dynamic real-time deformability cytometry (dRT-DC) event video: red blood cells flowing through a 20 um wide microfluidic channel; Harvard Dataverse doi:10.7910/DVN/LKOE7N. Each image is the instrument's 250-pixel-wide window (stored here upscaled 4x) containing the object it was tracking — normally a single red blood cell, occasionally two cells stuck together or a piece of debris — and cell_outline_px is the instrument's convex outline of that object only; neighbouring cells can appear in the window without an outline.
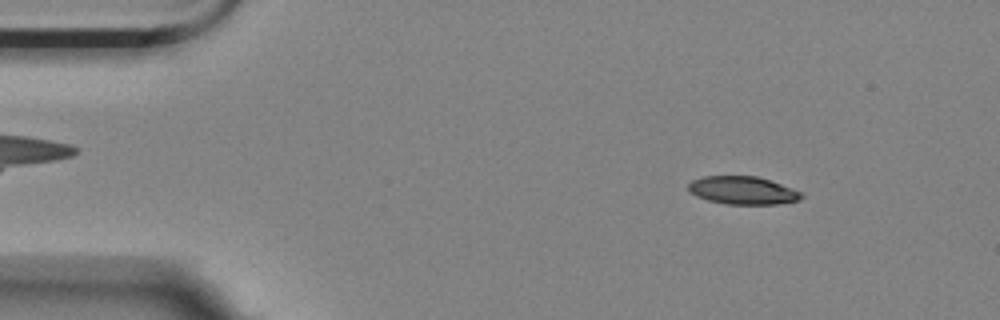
{"species": "Egyptian fruit bat (a non-hibernating species)", "species_latin": "Rousettus aegyptiacus", "temperature_condition": "room temperature", "stored_images_in_passage": 55, "camera_frame_rate_fps": 3000, "um_per_image_px": 0.085, "animal": {"sex": "female"}, "frame": {"image": 1, "passage_image": 6, "time_ms": 1.667, "image_size_px": [1000, 320], "cell_outline_px": [[804, 196], [800, 200], [776, 204], [724, 204], [708, 200], [696, 196], [688, 192], [688, 184], [692, 180], [704, 176], [756, 176], [792, 188], [800, 192]], "centroid_in_image_um": [63.1, 16.19], "position_along_channel_um": 21.9, "area_um2": 18.38}}
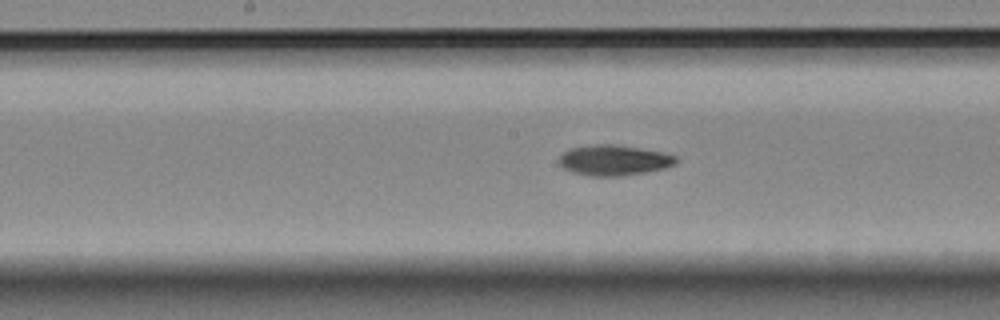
{"frame": {"image": 2, "passage_image": 27, "time_ms": 8.667, "image_size_px": [1000, 320], "cell_outline_px": [[680, 160], [676, 164], [664, 168], [624, 176], [588, 176], [572, 172], [564, 168], [560, 164], [560, 156], [564, 152], [572, 148], [596, 144], [612, 144], [660, 152], [676, 156]], "centroid_in_image_um": [52.2, 13.63], "position_along_channel_um": 196.0, "area_um2": 20.52}}
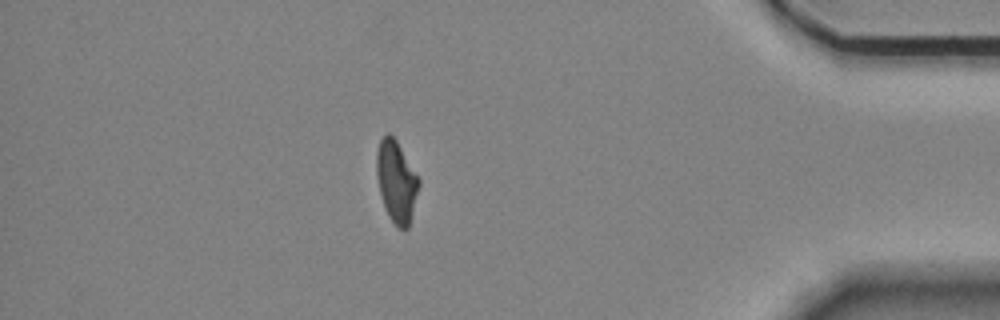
{"frame": {"image": 3, "passage_image": 48, "time_ms": 15.667, "image_size_px": [1000, 320], "cell_outline_px": [[420, 184], [408, 228], [396, 228], [388, 216], [384, 208], [376, 176], [376, 152], [380, 140], [388, 132], [396, 140], [420, 180]], "centroid_in_image_um": [33.67, 15.44], "position_along_channel_um": 401.5, "area_um2": 20.0}, "authors_computed_cell_mechanics": {"area_um2": 19.9988, "velocity_mm_per_s": 3.5157, "shape_relaxation_time_tau1_ms": 4.9283, "shape_relaxation_time_tau2_ms": 10.3219, "deformation_change_tau1": 0.1735, "deformation_change_tau2": 0.1546}}